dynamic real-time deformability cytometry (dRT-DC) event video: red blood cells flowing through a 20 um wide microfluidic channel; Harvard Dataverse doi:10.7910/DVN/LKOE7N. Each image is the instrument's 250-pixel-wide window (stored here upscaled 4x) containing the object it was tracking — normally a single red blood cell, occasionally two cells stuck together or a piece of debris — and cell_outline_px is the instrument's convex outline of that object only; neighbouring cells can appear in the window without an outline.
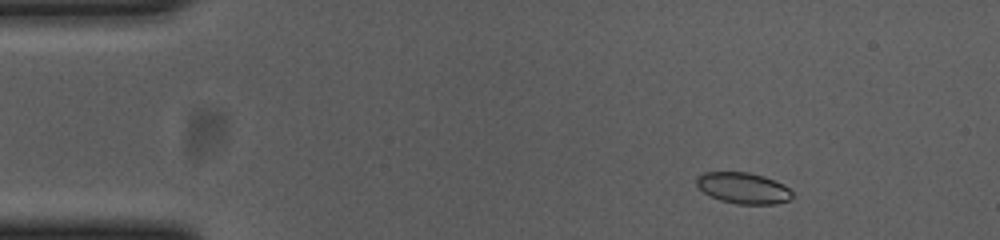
{"species": "common noctule bat (a hibernating species)", "species_latin": "Nyctalus noctula", "temperature_condition": "cold", "stored_images_in_passage": 53, "camera_frame_rate_fps": 3000, "um_per_image_px": 0.085, "animal": {"sex": "female", "body_mass_g": 23.0, "forearm_length_mm": 53.4}, "frame": {"image": 1, "passage_image": 5, "time_ms": 1.333, "image_size_px": [1000, 240], "cell_outline_px": [[792, 196], [788, 200], [776, 204], [736, 204], [720, 200], [704, 192], [696, 184], [696, 180], [704, 172], [748, 172], [764, 176], [784, 184], [792, 192]], "centroid_in_image_um": [63.19, 15.98], "position_along_channel_um": 21.8, "area_um2": 17.22}}
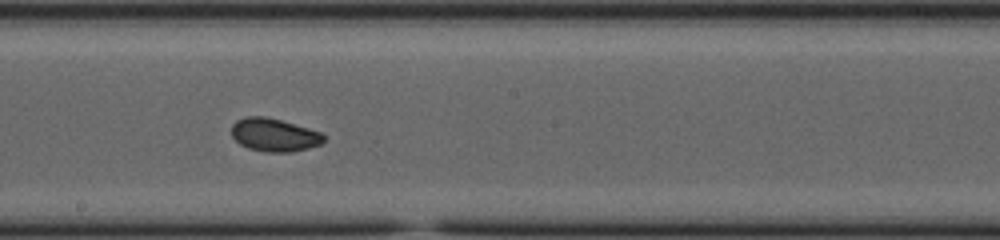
{"frame": {"image": 2, "passage_image": 28, "time_ms": 9.0, "image_size_px": [1000, 240], "cell_outline_px": [[324, 140], [320, 144], [308, 148], [292, 152], [264, 152], [248, 148], [240, 144], [232, 136], [232, 124], [236, 120], [244, 116], [264, 116], [280, 120], [308, 128], [320, 132], [324, 136]], "centroid_in_image_um": [23.28, 11.47], "position_along_channel_um": 224.9, "area_um2": 17.74}}
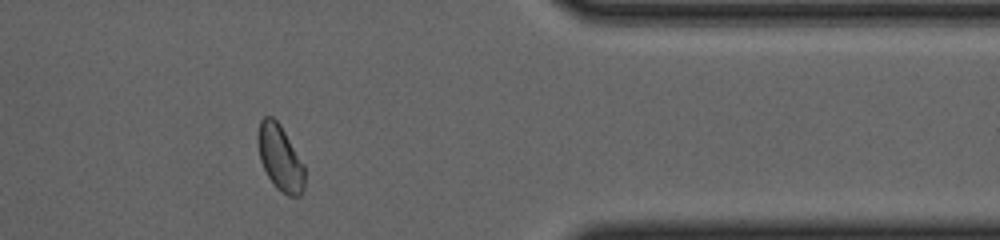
{"frame": {"image": 3, "passage_image": 43, "time_ms": 14.0, "image_size_px": [1000, 240], "cell_outline_px": [[304, 188], [300, 196], [288, 196], [280, 192], [276, 188], [268, 176], [260, 160], [256, 140], [256, 136], [260, 120], [264, 116], [272, 116], [280, 124], [304, 164]], "centroid_in_image_um": [23.79, 13.41], "position_along_channel_um": 387.6, "area_um2": 18.09}, "authors_computed_cell_mechanics": {"area_um2": 17.6868, "velocity_mm_per_s": 3.663, "shape_relaxation_time_tau1_ms": 5.5236, "shape_relaxation_time_tau2_ms": 3.4847, "deformation_change_tau1": 0.1186, "deformation_change_tau2": 0.0496}}